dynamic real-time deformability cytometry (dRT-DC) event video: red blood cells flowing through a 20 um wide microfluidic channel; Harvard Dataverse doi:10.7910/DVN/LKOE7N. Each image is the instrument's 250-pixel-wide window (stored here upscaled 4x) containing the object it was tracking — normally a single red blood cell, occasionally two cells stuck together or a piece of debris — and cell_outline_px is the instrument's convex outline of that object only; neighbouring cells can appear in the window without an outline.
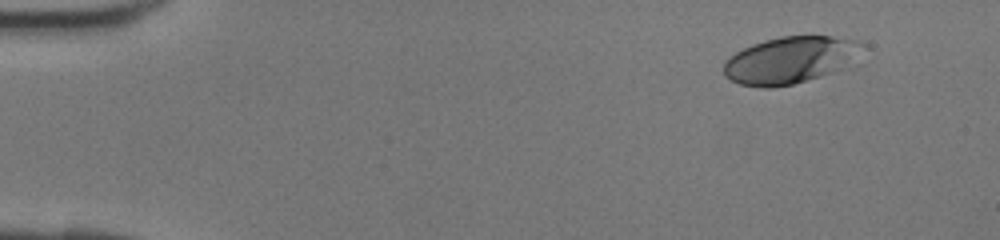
{"species": "human", "species_latin": "Homo sapiens", "temperature_condition": "room temperature", "stored_images_in_passage": 39, "camera_frame_rate_fps": 3000, "um_per_image_px": 0.085, "donor": {"sex": "female"}, "frame": {"image": 1, "passage_image": 1, "time_ms": 0.0, "image_size_px": [1000, 240], "cell_outline_px": [[868, 44], [828, 72], [820, 76], [792, 84], [768, 88], [760, 88], [740, 84], [724, 76], [724, 60], [728, 56], [752, 44], [764, 40], [780, 36], [832, 36], [856, 40]], "centroid_in_image_um": [67.0, 5.09], "position_along_channel_um": 18.0, "area_um2": 36.76}}
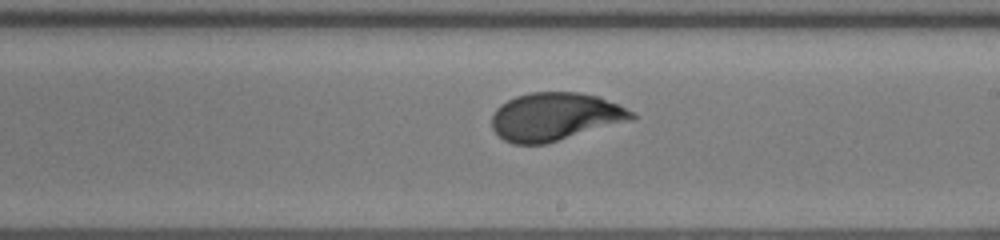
{"frame": {"image": 2, "passage_image": 22, "time_ms": 7.0, "image_size_px": [1000, 240], "cell_outline_px": [[636, 120], [544, 144], [512, 144], [504, 140], [492, 128], [492, 116], [496, 108], [500, 104], [516, 96], [532, 92], [580, 92], [600, 96], [636, 112]], "centroid_in_image_um": [47.24, 9.91], "position_along_channel_um": 241.8, "area_um2": 39.59}}
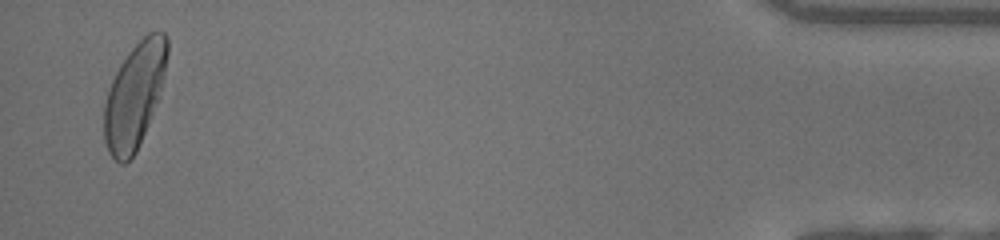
{"frame": {"image": 3, "passage_image": 38, "time_ms": 12.333, "image_size_px": [1000, 240], "cell_outline_px": [[168, 52], [160, 96], [136, 152], [124, 164], [120, 164], [108, 152], [104, 140], [104, 104], [112, 80], [120, 64], [128, 52], [148, 32], [164, 32], [168, 40]], "centroid_in_image_um": [11.43, 8.12], "position_along_channel_um": 423.8, "area_um2": 38.49}}